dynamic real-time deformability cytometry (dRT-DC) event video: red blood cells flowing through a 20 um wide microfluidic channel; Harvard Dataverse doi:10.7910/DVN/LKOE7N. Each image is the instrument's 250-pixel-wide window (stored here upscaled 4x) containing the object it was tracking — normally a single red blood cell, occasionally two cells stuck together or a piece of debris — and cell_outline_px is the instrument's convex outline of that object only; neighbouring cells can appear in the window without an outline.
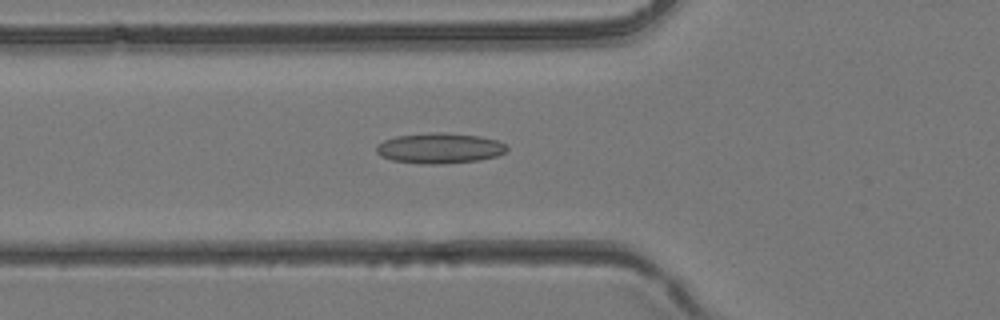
{"species": "common noctule bat (a hibernating species)", "species_latin": "Nyctalus noctula", "temperature_condition": "room temperature", "stored_images_in_passage": 33, "camera_frame_rate_fps": 3000, "um_per_image_px": 0.085, "animal": {"sex": "female", "body_mass_g": 24.6, "forearm_length_mm": 56.2}, "frame": {"image": 1, "passage_image": 16, "time_ms": 5.0, "image_size_px": [1000, 320], "cell_outline_px": [[508, 148], [504, 152], [496, 156], [480, 160], [432, 164], [420, 164], [392, 160], [380, 156], [376, 152], [376, 144], [384, 140], [396, 136], [432, 132], [444, 132], [480, 136], [496, 140], [508, 144]], "centroid_in_image_um": [37.35, 12.59], "position_along_channel_um": 88.5, "area_um2": 23.24}}
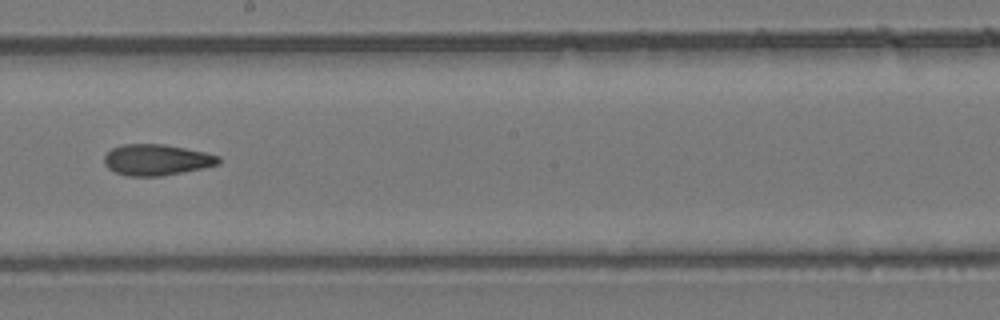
{"frame": {"image": 2, "passage_image": 25, "time_ms": 8.0, "image_size_px": [1000, 320], "cell_outline_px": [[220, 164], [204, 168], [160, 176], [128, 176], [116, 172], [108, 168], [104, 164], [104, 156], [112, 148], [124, 144], [164, 144], [204, 152], [220, 156]], "centroid_in_image_um": [13.31, 13.58], "position_along_channel_um": 234.9, "area_um2": 20.63}}
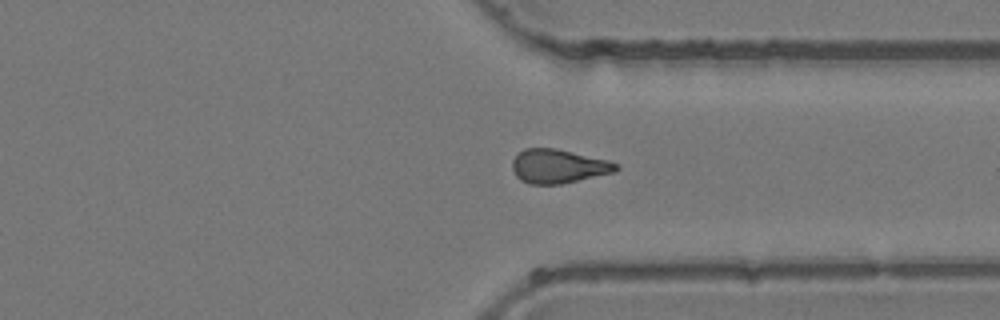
{"frame": {"image": 3, "passage_image": 33, "time_ms": 10.667, "image_size_px": [1000, 320], "cell_outline_px": [[620, 168], [616, 172], [560, 184], [528, 184], [520, 180], [516, 176], [512, 168], [512, 160], [524, 148], [556, 148], [608, 160], [620, 164]], "centroid_in_image_um": [47.48, 14.13], "position_along_channel_um": 363.9, "area_um2": 20.63}}